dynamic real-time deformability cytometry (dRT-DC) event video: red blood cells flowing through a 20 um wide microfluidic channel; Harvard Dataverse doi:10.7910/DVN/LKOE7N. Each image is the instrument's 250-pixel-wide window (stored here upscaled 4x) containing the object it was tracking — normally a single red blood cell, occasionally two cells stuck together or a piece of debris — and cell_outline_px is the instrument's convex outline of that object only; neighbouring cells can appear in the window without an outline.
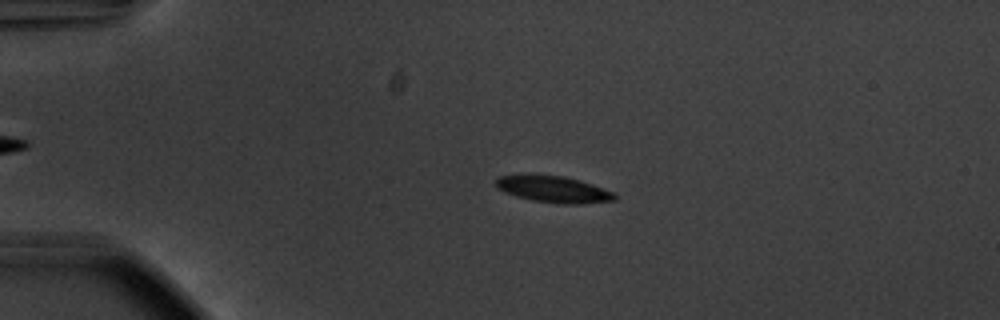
{"species": "common noctule bat (a hibernating species)", "species_latin": "Nyctalus noctula", "temperature_condition": "warm", "stored_images_in_passage": 55, "camera_frame_rate_fps": 3000, "um_per_image_px": 0.085, "animal": {"sex": "male", "body_mass_g": 20.1, "forearm_length_mm": 53.5}, "frame": {"image": 1, "passage_image": 13, "time_ms": 4.0, "image_size_px": [1000, 320], "cell_outline_px": [[616, 200], [580, 204], [556, 204], [532, 200], [516, 196], [504, 192], [496, 188], [496, 180], [500, 176], [564, 176], [580, 180], [592, 184], [612, 192], [616, 196]], "centroid_in_image_um": [47.07, 16.12], "position_along_channel_um": 37.9, "area_um2": 17.98}}
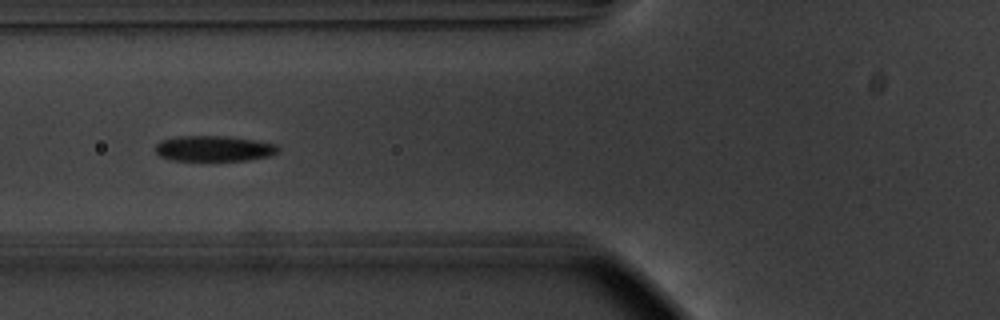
{"frame": {"image": 2, "passage_image": 22, "time_ms": 7.0, "image_size_px": [1000, 320], "cell_outline_px": [[280, 152], [272, 156], [248, 160], [172, 160], [160, 156], [156, 152], [156, 144], [160, 140], [176, 136], [228, 136], [256, 140], [276, 144], [280, 148]], "centroid_in_image_um": [18.23, 12.62], "position_along_channel_um": 107.6, "area_um2": 18.5}}
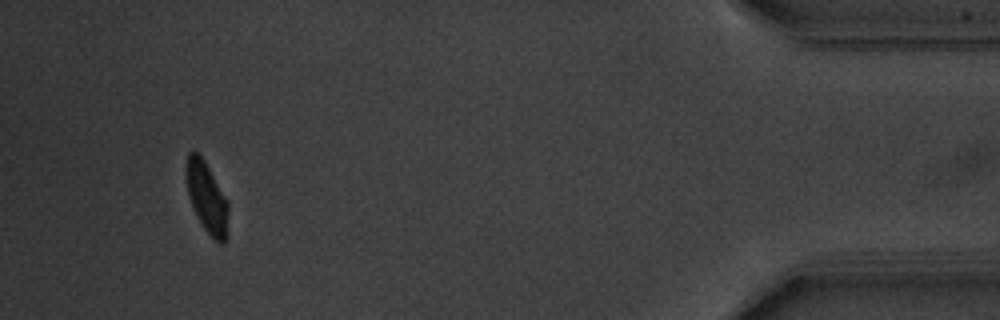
{"frame": {"image": 3, "passage_image": 52, "time_ms": 17.0, "image_size_px": [1000, 320], "cell_outline_px": [[228, 240], [224, 244], [220, 244], [212, 240], [200, 224], [188, 196], [184, 172], [184, 168], [188, 152], [196, 152], [204, 160], [228, 200]], "centroid_in_image_um": [17.58, 16.85], "position_along_channel_um": 417.6, "area_um2": 18.03}, "authors_computed_cell_mechanics": {"area_um2": 18.3226, "velocity_mm_per_s": 3.7208, "shape_relaxation_time_tau1_ms": 6.3301, "shape_relaxation_time_tau2_ms": 1.7808, "deformation_change_tau1": 0.226, "deformation_change_tau2": 0.0618}}